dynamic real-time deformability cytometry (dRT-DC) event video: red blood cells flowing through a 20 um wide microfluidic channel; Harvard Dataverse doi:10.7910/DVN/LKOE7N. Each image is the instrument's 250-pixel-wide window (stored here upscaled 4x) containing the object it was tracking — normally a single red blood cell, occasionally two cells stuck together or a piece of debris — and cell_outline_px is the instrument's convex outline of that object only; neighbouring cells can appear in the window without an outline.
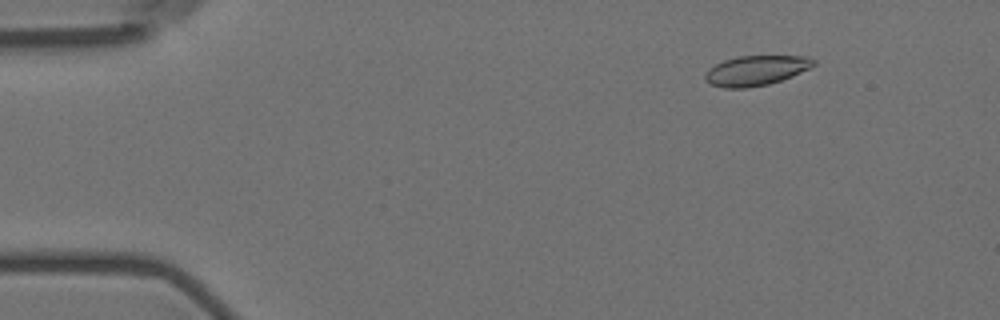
{"species": "Egyptian fruit bat (a non-hibernating species)", "species_latin": "Rousettus aegyptiacus", "temperature_condition": "room temperature", "stored_images_in_passage": 6, "camera_frame_rate_fps": 3000, "um_per_image_px": 0.085, "animal": {"sex": "female"}, "frame": {"image": 1, "passage_image": 3, "time_ms": 2.333, "image_size_px": [1000, 320], "cell_outline_px": [[816, 64], [792, 76], [768, 84], [748, 88], [724, 88], [708, 84], [704, 80], [704, 76], [708, 68], [724, 60], [736, 56], [808, 56], [816, 60]], "centroid_in_image_um": [64.22, 5.99], "position_along_channel_um": 20.8, "area_um2": 19.02}}
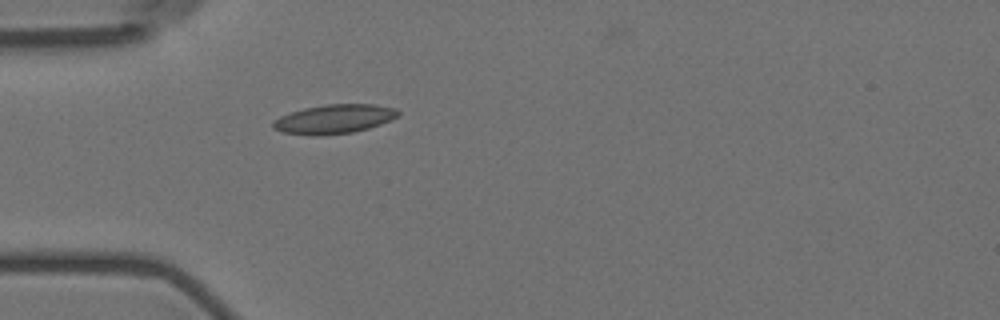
{"frame": {"image": 2, "passage_image": 6, "time_ms": 5.667, "image_size_px": [1000, 320], "cell_outline_px": [[400, 116], [380, 124], [368, 128], [352, 132], [320, 136], [312, 136], [280, 132], [272, 128], [272, 120], [280, 116], [304, 108], [328, 104], [372, 104], [396, 108], [400, 112]], "centroid_in_image_um": [28.38, 10.13], "position_along_channel_um": 56.6, "area_um2": 21.39}}